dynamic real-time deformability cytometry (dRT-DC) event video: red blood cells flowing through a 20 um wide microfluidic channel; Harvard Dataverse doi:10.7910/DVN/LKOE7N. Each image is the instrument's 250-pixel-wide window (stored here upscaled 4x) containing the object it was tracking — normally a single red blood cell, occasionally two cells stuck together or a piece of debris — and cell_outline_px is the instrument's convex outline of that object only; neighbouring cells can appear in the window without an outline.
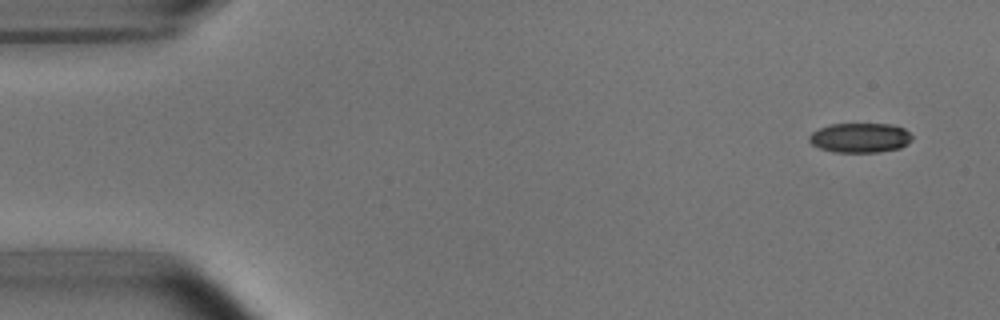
{"species": "common noctule bat (a hibernating species)", "species_latin": "Nyctalus noctula", "temperature_condition": "room temperature", "stored_images_in_passage": 5, "camera_frame_rate_fps": 3000, "um_per_image_px": 0.085, "animal": {"sex": "male", "body_mass_g": 15.6}, "frame": {"image": 1, "passage_image": 1, "time_ms": 0.0, "image_size_px": [1000, 320], "cell_outline_px": [[912, 140], [900, 148], [880, 152], [836, 152], [820, 148], [812, 144], [808, 140], [808, 136], [812, 132], [820, 128], [832, 124], [892, 124], [904, 128], [912, 136]], "centroid_in_image_um": [73.11, 11.71], "position_along_channel_um": 11.9, "area_um2": 17.74}}
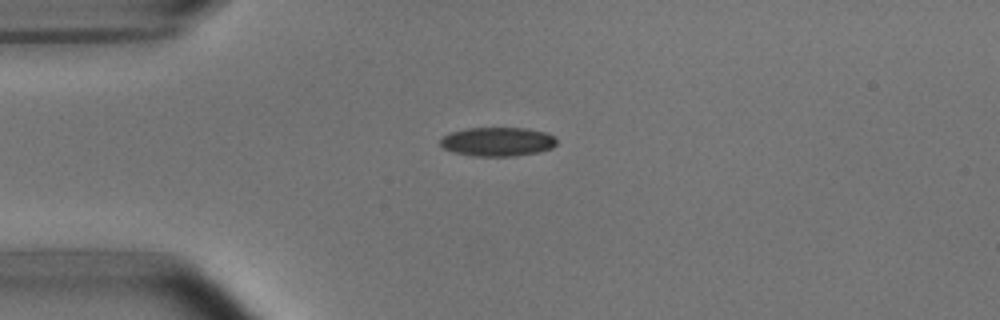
{"frame": {"image": 2, "passage_image": 4, "time_ms": 3.333, "image_size_px": [1000, 320], "cell_outline_px": [[556, 144], [552, 148], [540, 152], [516, 156], [472, 156], [452, 152], [444, 148], [440, 144], [440, 140], [444, 136], [452, 132], [468, 128], [528, 128], [544, 132], [556, 136]], "centroid_in_image_um": [42.32, 12.05], "position_along_channel_um": 42.7, "area_um2": 19.77}}